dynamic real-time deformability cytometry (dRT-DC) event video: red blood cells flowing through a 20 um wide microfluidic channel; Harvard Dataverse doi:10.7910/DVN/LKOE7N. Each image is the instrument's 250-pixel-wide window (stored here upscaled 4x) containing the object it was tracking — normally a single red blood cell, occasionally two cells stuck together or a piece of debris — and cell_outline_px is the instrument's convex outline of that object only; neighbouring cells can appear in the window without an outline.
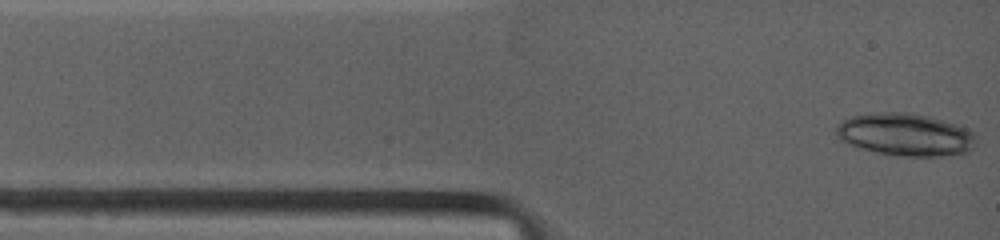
{"species": "common noctule bat (a hibernating species)", "species_latin": "Nyctalus noctula", "temperature_condition": "warm", "stored_images_in_passage": 7, "camera_frame_rate_fps": 4500, "um_per_image_px": 0.085, "animal": {"sex": "female", "body_mass_g": 19.0, "forearm_length_mm": 53.3}, "frame": {"image": 1, "passage_image": 1, "time_ms": 0.0, "image_size_px": [1000, 240], "cell_outline_px": [[972, 148], [964, 156], [904, 156], [876, 152], [856, 148], [840, 140], [836, 136], [836, 124], [852, 116], [884, 112], [908, 112], [928, 116], [956, 124], [972, 132]], "centroid_in_image_um": [76.92, 11.46], "position_along_channel_um": 8.1, "area_um2": 34.68}}